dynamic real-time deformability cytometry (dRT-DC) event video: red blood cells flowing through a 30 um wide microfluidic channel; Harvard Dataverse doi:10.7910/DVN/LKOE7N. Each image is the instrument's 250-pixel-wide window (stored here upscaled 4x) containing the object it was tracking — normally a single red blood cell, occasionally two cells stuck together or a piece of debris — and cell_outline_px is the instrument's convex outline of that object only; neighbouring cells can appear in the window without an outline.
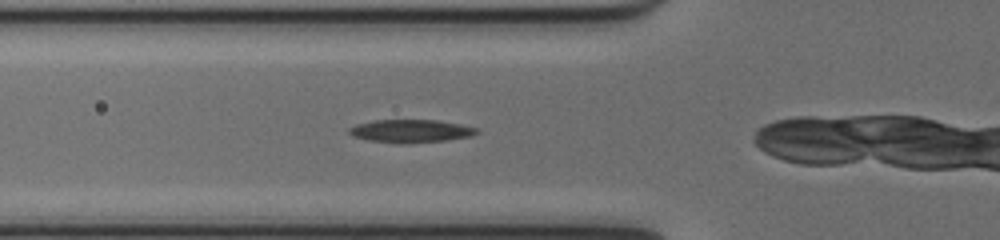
{"species": "common noctule bat (a hibernating species)", "species_latin": "Nyctalus noctula", "temperature_condition": "cold", "stored_images_in_passage": 33, "camera_frame_rate_fps": 3000, "um_per_image_px": 0.085, "animal": {"sex": "female", "body_mass_g": 17.0, "forearm_length_mm": 48.0}, "frame": {"image": 1, "passage_image": 2, "time_ms": 0.333, "image_size_px": [1000, 240], "cell_outline_px": [[480, 132], [468, 136], [448, 140], [404, 144], [396, 144], [368, 140], [352, 136], [348, 132], [348, 128], [356, 124], [376, 120], [436, 120], [460, 124], [476, 128]], "centroid_in_image_um": [34.87, 11.15], "position_along_channel_um": 90.9, "area_um2": 17.17}}
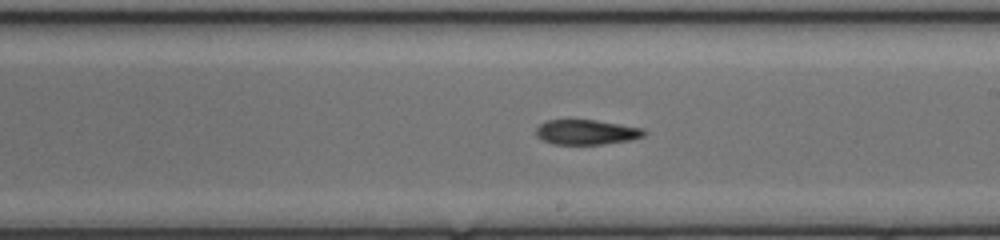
{"frame": {"image": 2, "passage_image": 13, "time_ms": 4.0, "image_size_px": [1000, 240], "cell_outline_px": [[648, 132], [644, 136], [632, 140], [604, 144], [552, 144], [536, 136], [536, 128], [540, 124], [548, 120], [596, 120], [644, 128]], "centroid_in_image_um": [49.89, 11.23], "position_along_channel_um": 239.1, "area_um2": 15.78}}
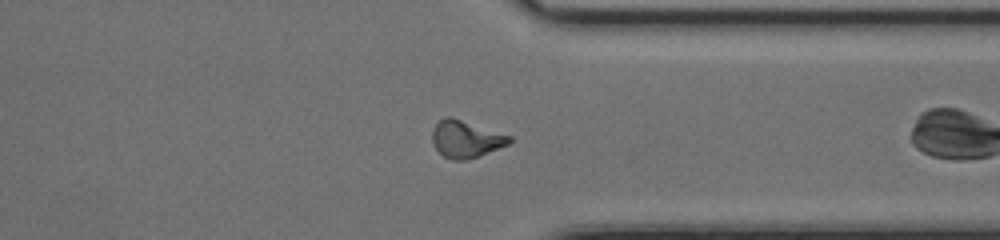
{"frame": {"image": 3, "passage_image": 23, "time_ms": 7.333, "image_size_px": [1000, 240], "cell_outline_px": [[512, 140], [508, 144], [468, 160], [452, 160], [444, 156], [436, 148], [432, 140], [432, 128], [444, 116], [452, 116], [512, 136]], "centroid_in_image_um": [39.59, 11.8], "position_along_channel_um": 371.8, "area_um2": 16.7}}